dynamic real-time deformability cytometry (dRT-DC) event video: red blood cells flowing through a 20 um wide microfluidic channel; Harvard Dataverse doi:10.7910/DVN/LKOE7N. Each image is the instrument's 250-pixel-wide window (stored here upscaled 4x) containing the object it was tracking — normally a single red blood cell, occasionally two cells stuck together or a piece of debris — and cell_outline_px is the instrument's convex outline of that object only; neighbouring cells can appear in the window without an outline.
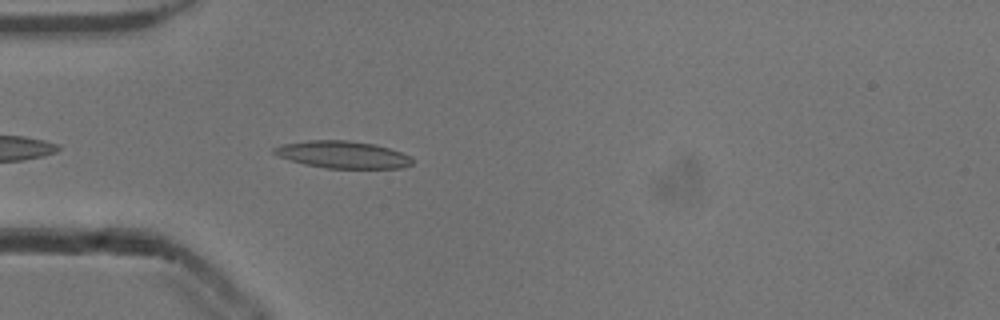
{"species": "common noctule bat (a hibernating species)", "species_latin": "Nyctalus noctula", "temperature_condition": "cold", "stored_images_in_passage": 16, "camera_frame_rate_fps": 3000, "um_per_image_px": 0.085, "animal": {"sex": "male", "body_mass_g": 13.3}, "frame": {"image": 1, "passage_image": 3, "time_ms": 0.667, "image_size_px": [1000, 320], "cell_outline_px": [[412, 164], [404, 168], [324, 168], [304, 164], [280, 156], [272, 152], [272, 148], [280, 144], [308, 140], [348, 140], [376, 144], [412, 156]], "centroid_in_image_um": [29.13, 13.14], "position_along_channel_um": 55.9, "area_um2": 21.96}}
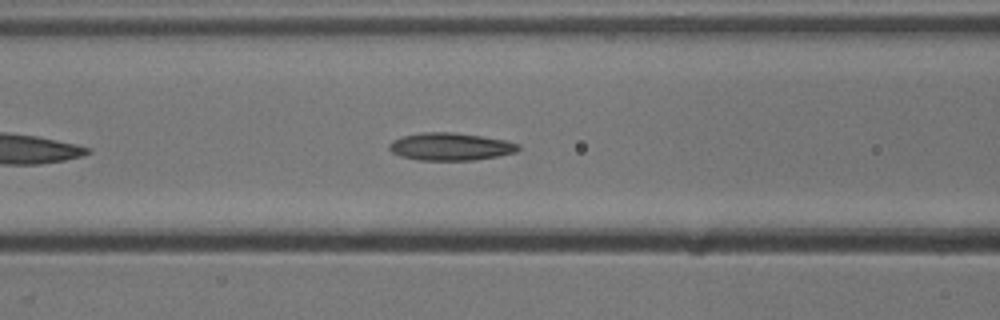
{"frame": {"image": 2, "passage_image": 9, "time_ms": 2.667, "image_size_px": [1000, 320], "cell_outline_px": [[520, 148], [516, 152], [500, 156], [472, 160], [420, 160], [400, 156], [392, 152], [388, 148], [388, 144], [392, 140], [404, 136], [420, 132], [452, 132], [480, 136], [504, 140], [520, 144]], "centroid_in_image_um": [38.28, 12.46], "position_along_channel_um": 128.3, "area_um2": 20.75}}
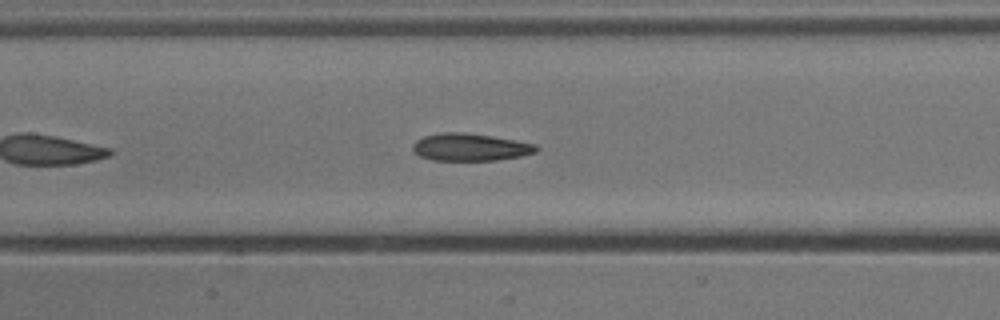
{"frame": {"image": 3, "passage_image": 12, "time_ms": 3.667, "image_size_px": [1000, 320], "cell_outline_px": [[540, 148], [536, 152], [520, 156], [496, 160], [432, 160], [420, 156], [412, 152], [412, 144], [416, 140], [424, 136], [440, 132], [464, 132], [492, 136], [536, 144]], "centroid_in_image_um": [39.93, 12.5], "position_along_channel_um": 167.5, "area_um2": 19.83}}